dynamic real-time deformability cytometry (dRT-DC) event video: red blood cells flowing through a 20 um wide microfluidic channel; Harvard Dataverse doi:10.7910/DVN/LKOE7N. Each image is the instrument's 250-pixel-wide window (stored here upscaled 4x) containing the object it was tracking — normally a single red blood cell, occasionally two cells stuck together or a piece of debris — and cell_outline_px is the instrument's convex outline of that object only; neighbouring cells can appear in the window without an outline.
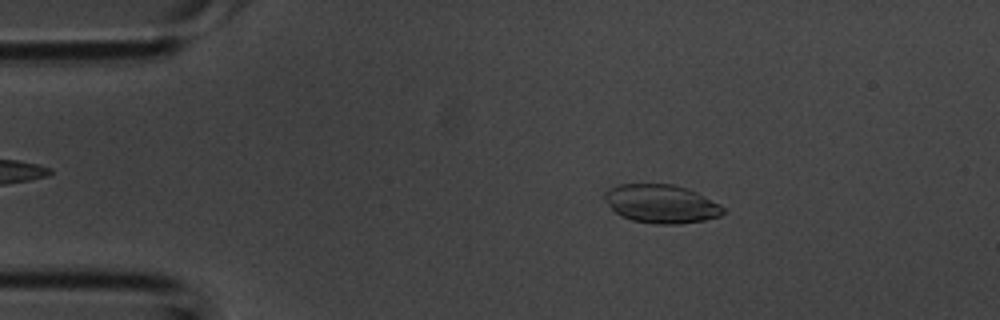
{"species": "common noctule bat (a hibernating species)", "species_latin": "Nyctalus noctula", "temperature_condition": "room temperature", "stored_images_in_passage": 42, "camera_frame_rate_fps": 3000, "um_per_image_px": 0.085, "animal": {"sex": "male", "body_mass_g": 20.1, "forearm_length_mm": 53.5}, "frame": {"image": 1, "passage_image": 7, "time_ms": 2.0, "image_size_px": [1000, 320], "cell_outline_px": [[724, 212], [720, 216], [704, 220], [680, 224], [656, 224], [632, 220], [620, 216], [604, 200], [604, 192], [608, 188], [620, 184], [672, 184], [696, 192], [720, 204], [724, 208]], "centroid_in_image_um": [56.18, 17.33], "position_along_channel_um": 28.8, "area_um2": 26.53}}
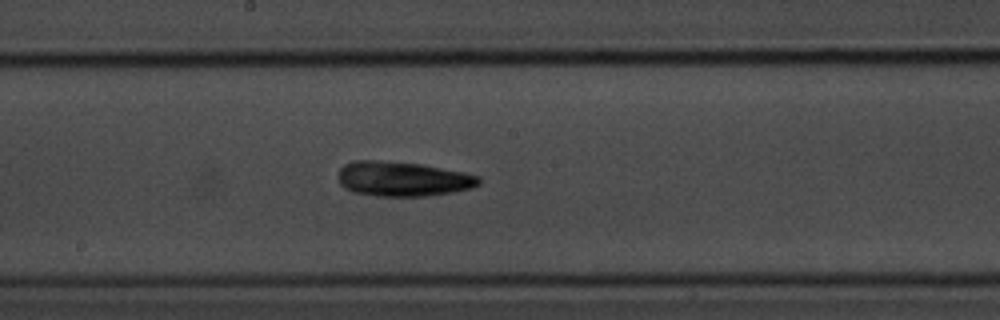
{"frame": {"image": 2, "passage_image": 22, "time_ms": 7.0, "image_size_px": [1000, 320], "cell_outline_px": [[480, 184], [472, 188], [452, 192], [424, 196], [376, 196], [356, 192], [344, 188], [340, 184], [336, 176], [336, 172], [344, 164], [356, 160], [376, 160], [420, 164], [464, 172], [480, 176]], "centroid_in_image_um": [34.2, 15.2], "position_along_channel_um": 214.0, "area_um2": 28.61}}
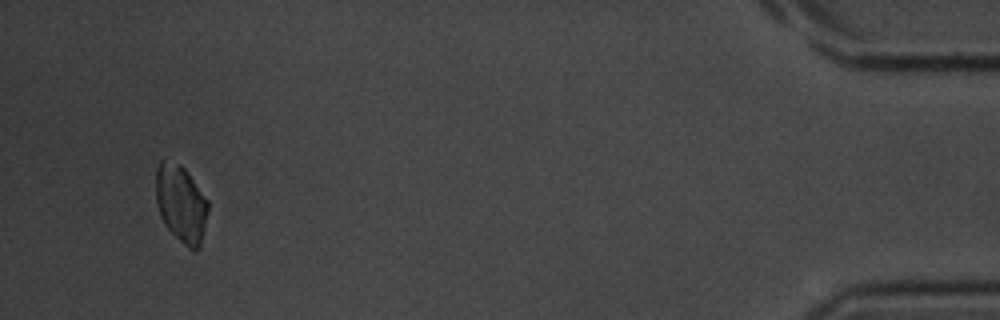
{"frame": {"image": 3, "passage_image": 40, "time_ms": 13.0, "image_size_px": [1000, 320], "cell_outline_px": [[208, 212], [200, 248], [188, 248], [164, 224], [160, 216], [156, 204], [156, 168], [160, 160], [180, 164], [184, 168], [208, 200]], "centroid_in_image_um": [15.38, 17.3], "position_along_channel_um": 419.8, "area_um2": 23.29}}